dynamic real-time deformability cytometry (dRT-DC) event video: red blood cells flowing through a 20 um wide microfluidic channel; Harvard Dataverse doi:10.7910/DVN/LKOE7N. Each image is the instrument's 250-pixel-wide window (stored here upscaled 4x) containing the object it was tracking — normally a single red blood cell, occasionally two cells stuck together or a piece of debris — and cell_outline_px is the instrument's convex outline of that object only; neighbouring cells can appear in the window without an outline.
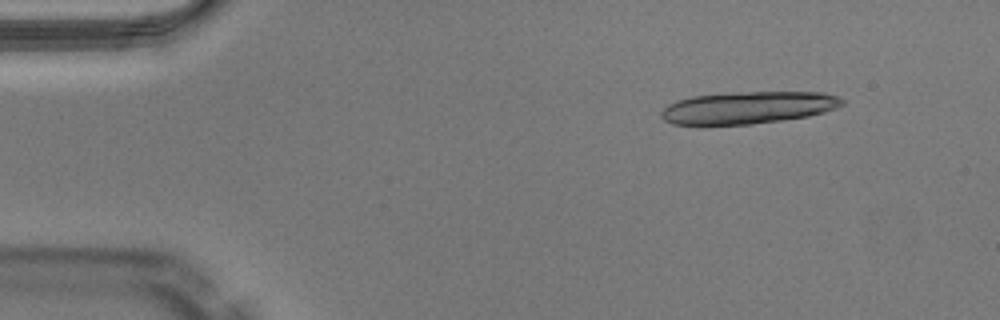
{"species": "Egyptian fruit bat (a non-hibernating species)", "species_latin": "Rousettus aegyptiacus", "temperature_condition": "warm", "stored_images_in_passage": 16, "camera_frame_rate_fps": 3000, "um_per_image_px": 0.085, "animal": {"sex": "male"}, "frame": {"image": 1, "passage_image": 5, "time_ms": 1.333, "image_size_px": [1000, 320], "cell_outline_px": [[844, 104], [836, 108], [824, 112], [808, 116], [780, 120], [748, 124], [704, 128], [700, 128], [672, 124], [664, 120], [660, 116], [660, 112], [668, 104], [676, 100], [692, 96], [736, 92], [820, 92], [836, 96], [844, 100]], "centroid_in_image_um": [63.45, 9.19], "position_along_channel_um": 21.5, "area_um2": 34.91}}